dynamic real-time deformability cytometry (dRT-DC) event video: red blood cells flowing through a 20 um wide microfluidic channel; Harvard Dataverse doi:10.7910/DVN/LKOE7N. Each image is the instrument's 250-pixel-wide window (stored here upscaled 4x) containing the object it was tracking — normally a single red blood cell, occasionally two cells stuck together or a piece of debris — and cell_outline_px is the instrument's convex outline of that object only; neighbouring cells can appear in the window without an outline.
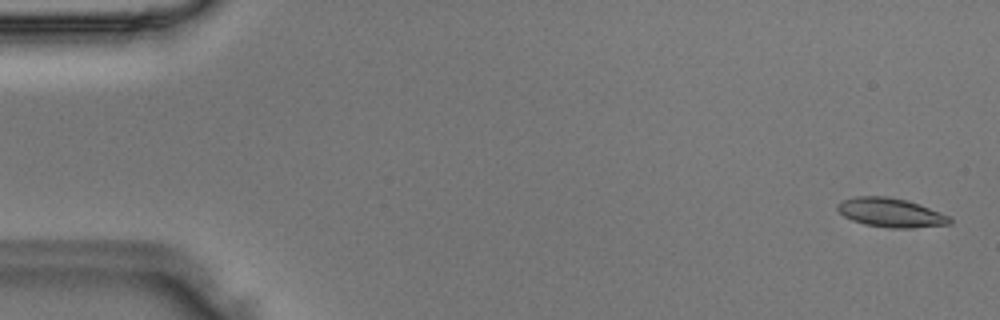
{"species": "Egyptian fruit bat (a non-hibernating species)", "species_latin": "Rousettus aegyptiacus", "temperature_condition": "room temperature", "stored_images_in_passage": 49, "camera_frame_rate_fps": 3000, "um_per_image_px": 0.085, "animal": {"sex": "male"}, "frame": {"image": 1, "passage_image": 2, "time_ms": 0.333, "image_size_px": [1000, 320], "cell_outline_px": [[952, 224], [912, 228], [892, 228], [864, 224], [852, 220], [844, 216], [836, 208], [836, 204], [840, 200], [852, 196], [884, 196], [904, 200], [952, 216]], "centroid_in_image_um": [75.69, 18.07], "position_along_channel_um": 9.3, "area_um2": 19.02}}
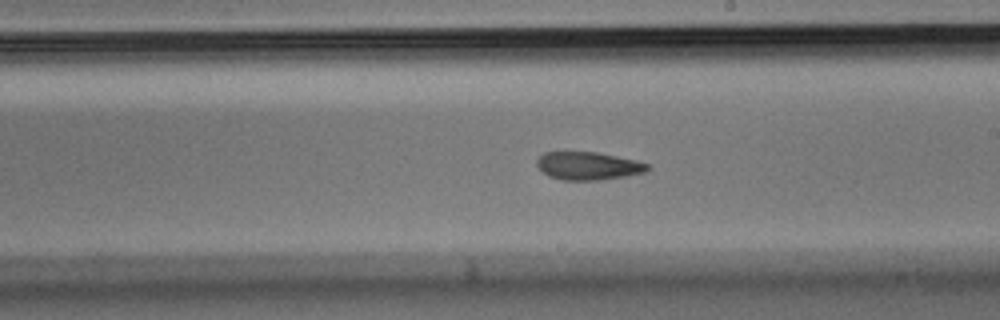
{"frame": {"image": 2, "passage_image": 28, "time_ms": 9.0, "image_size_px": [1000, 320], "cell_outline_px": [[652, 168], [648, 172], [600, 180], [564, 180], [548, 176], [536, 164], [536, 160], [544, 152], [596, 152], [636, 160], [648, 164]], "centroid_in_image_um": [50.03, 14.1], "position_along_channel_um": 239.0, "area_um2": 18.03}}
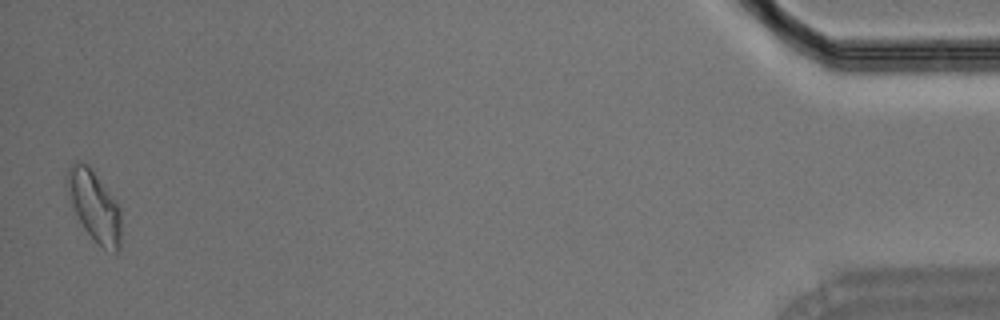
{"frame": {"image": 3, "passage_image": 48, "time_ms": 15.667, "image_size_px": [1000, 320], "cell_outline_px": [[120, 248], [116, 252], [104, 248], [84, 228], [72, 204], [64, 184], [68, 168], [76, 160], [80, 160], [88, 164], [92, 168], [120, 208]], "centroid_in_image_um": [7.99, 17.43], "position_along_channel_um": 427.2, "area_um2": 21.85}}